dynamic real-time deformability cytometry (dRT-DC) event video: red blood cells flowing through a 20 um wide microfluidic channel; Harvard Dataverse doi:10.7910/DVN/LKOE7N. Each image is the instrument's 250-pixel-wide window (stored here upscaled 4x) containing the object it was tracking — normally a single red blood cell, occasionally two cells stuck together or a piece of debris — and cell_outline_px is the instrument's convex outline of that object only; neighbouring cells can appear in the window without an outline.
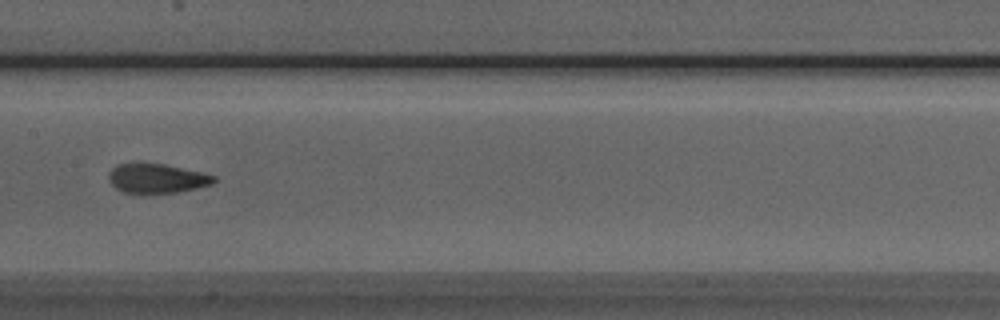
{"species": "Egyptian fruit bat (a non-hibernating species)", "species_latin": "Rousettus aegyptiacus", "temperature_condition": "room temperature", "stored_images_in_passage": 6, "camera_frame_rate_fps": 3000, "um_per_image_px": 0.085, "animal": {"sex": "male"}, "frame": {"image": 1, "passage_image": 6, "time_ms": 5.667, "image_size_px": [1000, 320], "cell_outline_px": [[216, 180], [212, 184], [176, 192], [144, 196], [124, 192], [116, 188], [108, 180], [108, 172], [116, 164], [164, 164], [204, 172], [216, 176]], "centroid_in_image_um": [13.31, 15.2], "position_along_channel_um": 194.1, "area_um2": 18.44}}